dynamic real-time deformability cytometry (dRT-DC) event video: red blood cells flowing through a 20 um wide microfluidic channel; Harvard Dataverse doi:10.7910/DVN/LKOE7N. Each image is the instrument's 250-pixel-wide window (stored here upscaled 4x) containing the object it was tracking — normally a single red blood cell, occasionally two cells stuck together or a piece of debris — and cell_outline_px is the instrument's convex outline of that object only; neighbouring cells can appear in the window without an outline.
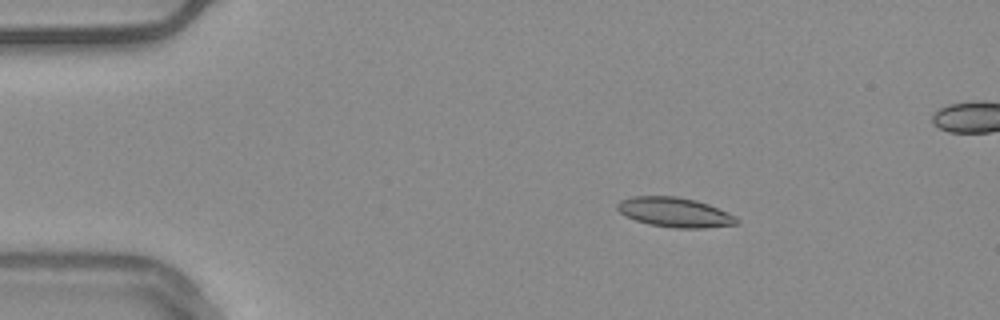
{"species": "common noctule bat (a hibernating species)", "species_latin": "Nyctalus noctula", "temperature_condition": "warm", "stored_images_in_passage": 55, "camera_frame_rate_fps": 3000, "um_per_image_px": 0.085, "animal": {"sex": "male", "body_mass_g": 20.4}, "frame": {"image": 1, "passage_image": 9, "time_ms": 2.667, "image_size_px": [1000, 320], "cell_outline_px": [[740, 224], [704, 228], [676, 228], [648, 224], [624, 216], [616, 208], [616, 204], [620, 200], [632, 196], [676, 196], [696, 200], [708, 204], [728, 212], [736, 216], [740, 220]], "centroid_in_image_um": [57.37, 18.04], "position_along_channel_um": 27.6, "area_um2": 20.87}, "authors_computed_cell_mechanics": {"area_um2": 19.9988, "velocity_mm_per_s": 3.7481, "shape_relaxation_time_tau1_ms": null, "shape_relaxation_time_tau2_ms": 1.6324, "deformation_change_tau1": null, "deformation_change_tau2": 0.0791}}